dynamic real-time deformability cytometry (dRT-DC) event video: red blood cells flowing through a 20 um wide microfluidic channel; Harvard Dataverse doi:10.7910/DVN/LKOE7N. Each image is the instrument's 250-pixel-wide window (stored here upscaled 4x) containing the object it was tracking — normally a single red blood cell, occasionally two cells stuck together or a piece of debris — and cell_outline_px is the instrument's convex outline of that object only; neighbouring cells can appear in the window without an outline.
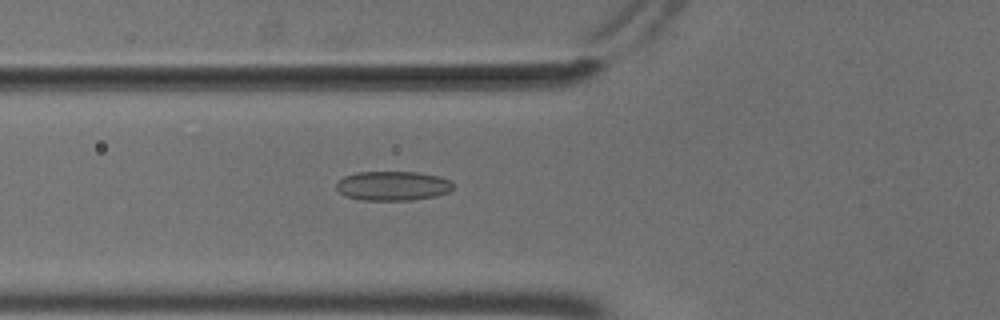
{"species": "common noctule bat (a hibernating species)", "species_latin": "Nyctalus noctula", "temperature_condition": "cold", "stored_images_in_passage": 44, "camera_frame_rate_fps": 3000, "um_per_image_px": 0.085, "animal": {"sex": "male", "body_mass_g": 18.8}, "frame": {"image": 1, "passage_image": 10, "time_ms": 3.0, "image_size_px": [1000, 320], "cell_outline_px": [[452, 188], [448, 192], [436, 196], [412, 200], [360, 200], [344, 196], [336, 188], [336, 180], [344, 176], [356, 172], [420, 172], [440, 176], [452, 180]], "centroid_in_image_um": [33.37, 15.79], "position_along_channel_um": 92.4, "area_um2": 20.29}}
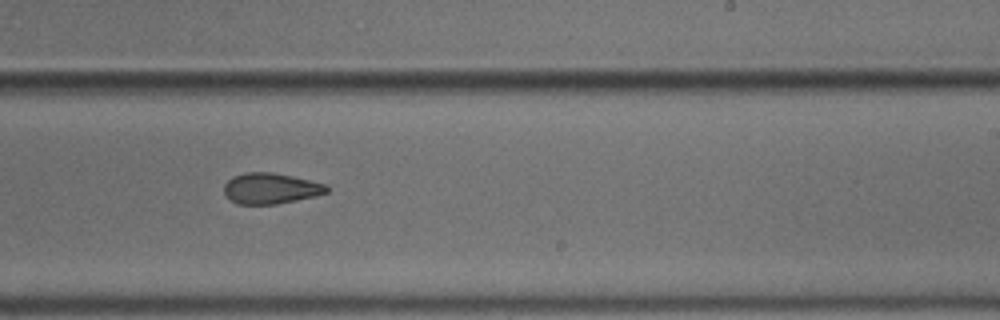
{"frame": {"image": 2, "passage_image": 24, "time_ms": 7.667, "image_size_px": [1000, 320], "cell_outline_px": [[328, 192], [316, 196], [276, 204], [236, 204], [224, 192], [224, 184], [232, 176], [244, 172], [272, 172], [292, 176], [328, 184]], "centroid_in_image_um": [23.02, 16.0], "position_along_channel_um": 266.0, "area_um2": 18.5}}
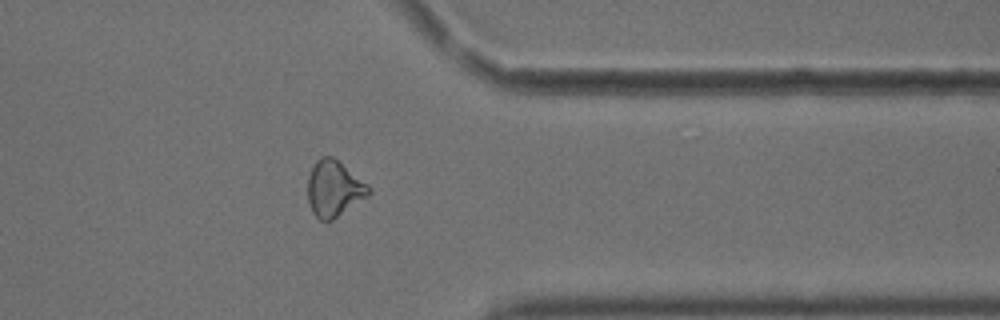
{"frame": {"image": 3, "passage_image": 34, "time_ms": 11.0, "image_size_px": [1000, 320], "cell_outline_px": [[372, 192], [368, 196], [332, 220], [320, 220], [312, 212], [308, 200], [308, 176], [316, 160], [320, 156], [332, 156], [368, 184], [372, 188]], "centroid_in_image_um": [28.4, 16.03], "position_along_channel_um": 383.0, "area_um2": 19.83}, "authors_computed_cell_mechanics": {"area_um2": 19.5075, "velocity_mm_per_s": 3.7057, "shape_relaxation_time_tau1_ms": null, "shape_relaxation_time_tau2_ms": 3.2571, "deformation_change_tau1": null, "deformation_change_tau2": 0.0964}}